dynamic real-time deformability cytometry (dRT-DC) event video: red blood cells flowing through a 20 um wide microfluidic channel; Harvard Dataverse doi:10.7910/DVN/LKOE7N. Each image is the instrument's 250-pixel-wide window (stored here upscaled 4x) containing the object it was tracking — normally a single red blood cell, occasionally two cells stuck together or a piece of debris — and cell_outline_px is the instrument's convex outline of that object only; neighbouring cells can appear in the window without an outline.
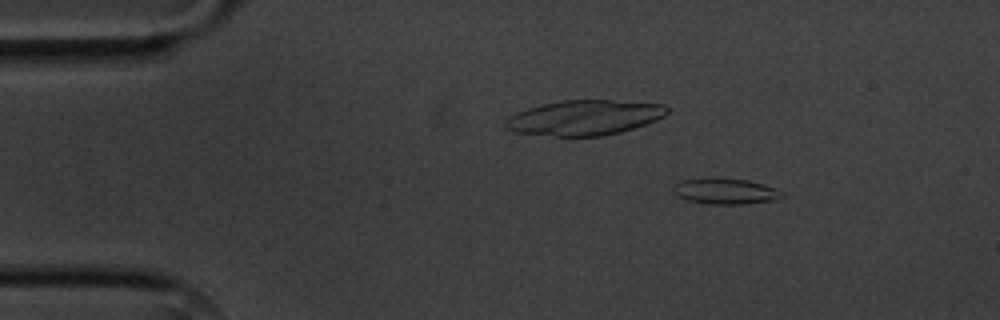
{"species": "common noctule bat (a hibernating species)", "species_latin": "Nyctalus noctula", "temperature_condition": "cold", "stored_images_in_passage": 5, "camera_frame_rate_fps": 3000, "um_per_image_px": 0.085, "animal": {"sex": "male", "body_mass_g": 20.1, "forearm_length_mm": 53.5}, "frame": {"image": 1, "passage_image": 3, "time_ms": 2.333, "image_size_px": [1000, 320], "cell_outline_px": [[784, 196], [776, 200], [744, 204], [708, 204], [688, 200], [676, 196], [672, 192], [672, 188], [680, 180], [704, 176], [716, 176], [748, 180], [764, 184], [776, 188], [784, 192]], "centroid_in_image_um": [61.63, 16.22], "position_along_channel_um": 23.4, "area_um2": 17.11}}